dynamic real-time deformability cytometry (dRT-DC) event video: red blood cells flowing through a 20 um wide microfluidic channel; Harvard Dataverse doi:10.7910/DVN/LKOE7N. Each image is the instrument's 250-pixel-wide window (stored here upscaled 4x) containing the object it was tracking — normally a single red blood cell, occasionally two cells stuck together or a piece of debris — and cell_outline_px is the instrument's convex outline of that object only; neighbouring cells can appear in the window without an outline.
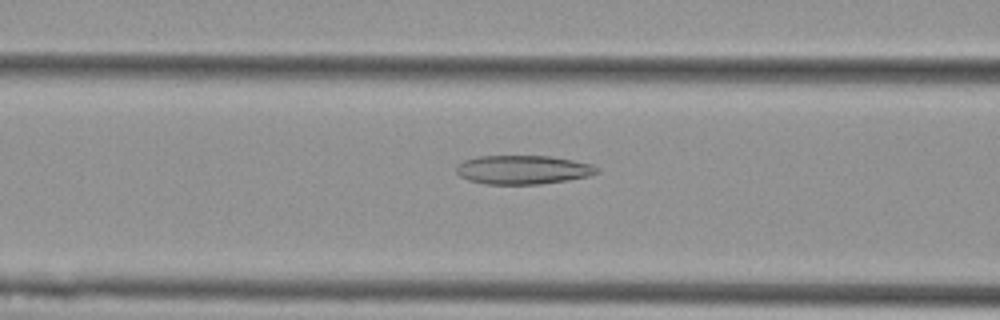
{"species": "Egyptian fruit bat (a non-hibernating species)", "species_latin": "Rousettus aegyptiacus", "temperature_condition": "cold", "stored_images_in_passage": 53, "camera_frame_rate_fps": 3000, "um_per_image_px": 0.085, "animal": {"sex": "female"}, "frame": {"image": 1, "passage_image": 21, "time_ms": 6.667, "image_size_px": [1000, 320], "cell_outline_px": [[600, 172], [588, 176], [568, 180], [540, 184], [484, 184], [468, 180], [460, 176], [456, 172], [456, 164], [464, 160], [480, 156], [552, 156], [592, 164], [600, 168]], "centroid_in_image_um": [44.45, 14.43], "position_along_channel_um": 122.1, "area_um2": 23.81}}
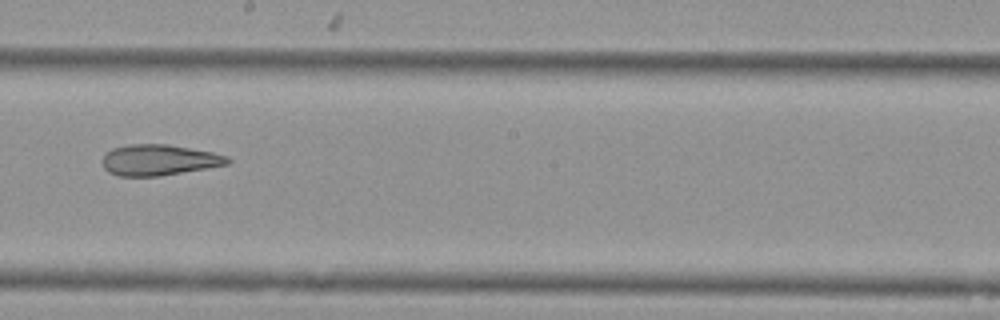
{"frame": {"image": 2, "passage_image": 30, "time_ms": 9.667, "image_size_px": [1000, 320], "cell_outline_px": [[232, 160], [228, 164], [160, 176], [120, 176], [108, 172], [104, 168], [100, 160], [104, 152], [112, 148], [128, 144], [168, 144], [212, 152], [228, 156]], "centroid_in_image_um": [13.46, 13.59], "position_along_channel_um": 234.7, "area_um2": 22.72}}
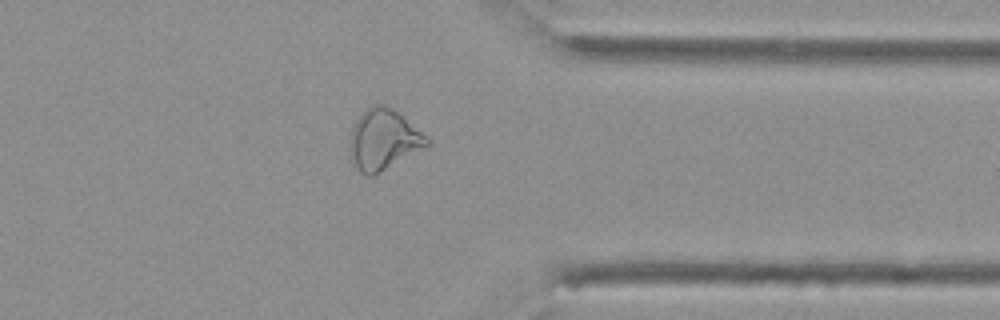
{"frame": {"image": 3, "passage_image": 42, "time_ms": 13.667, "image_size_px": [1000, 320], "cell_outline_px": [[432, 144], [372, 176], [368, 176], [360, 172], [356, 168], [348, 148], [352, 128], [356, 120], [372, 104], [384, 104], [400, 112], [432, 140]], "centroid_in_image_um": [32.63, 11.85], "position_along_channel_um": 378.8, "area_um2": 27.4}, "authors_computed_cell_mechanics": {"area_um2": 27.9752, "velocity_mm_per_s": 3.7649, "shape_relaxation_time_tau1_ms": null, "shape_relaxation_time_tau2_ms": 5.6004, "deformation_change_tau1": null, "deformation_change_tau2": 0.1534}}